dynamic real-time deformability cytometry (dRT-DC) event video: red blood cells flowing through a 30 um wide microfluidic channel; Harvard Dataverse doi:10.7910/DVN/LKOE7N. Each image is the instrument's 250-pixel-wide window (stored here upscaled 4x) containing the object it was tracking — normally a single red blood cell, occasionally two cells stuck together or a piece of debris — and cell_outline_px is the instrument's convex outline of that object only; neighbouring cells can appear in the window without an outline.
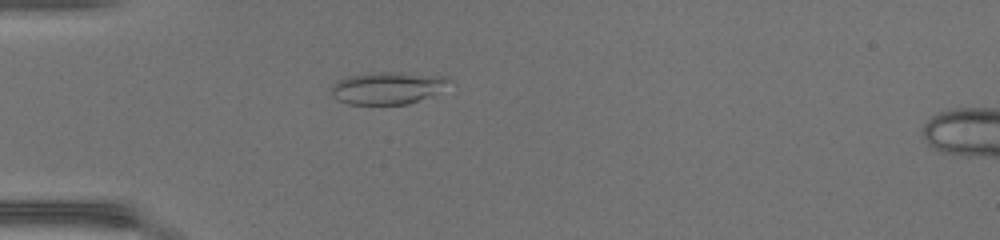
{"species": "common noctule bat (a hibernating species)", "species_latin": "Nyctalus noctula", "temperature_condition": "warm", "stored_images_in_passage": 42, "camera_frame_rate_fps": 3000, "um_per_image_px": 0.085, "animal": {"sex": "female", "body_mass_g": 17.0, "forearm_length_mm": 48.0}, "frame": {"image": 1, "passage_image": 9, "time_ms": 2.667, "image_size_px": [1000, 240], "cell_outline_px": [[452, 80], [432, 96], [408, 104], [348, 104], [332, 96], [332, 84], [348, 76], [368, 72], [396, 72], [444, 76]], "centroid_in_image_um": [32.93, 7.47], "position_along_channel_um": 52.1, "area_um2": 22.02}}
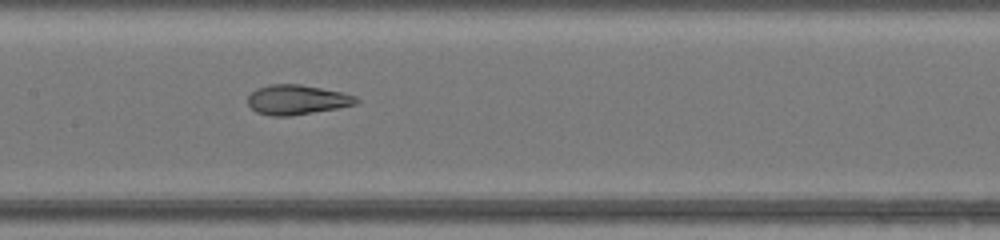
{"frame": {"image": 2, "passage_image": 19, "time_ms": 6.0, "image_size_px": [1000, 240], "cell_outline_px": [[360, 100], [356, 104], [336, 108], [292, 116], [272, 116], [256, 112], [248, 104], [248, 96], [256, 88], [272, 84], [300, 84], [340, 92], [356, 96]], "centroid_in_image_um": [25.22, 8.48], "position_along_channel_um": 182.2, "area_um2": 18.67}}
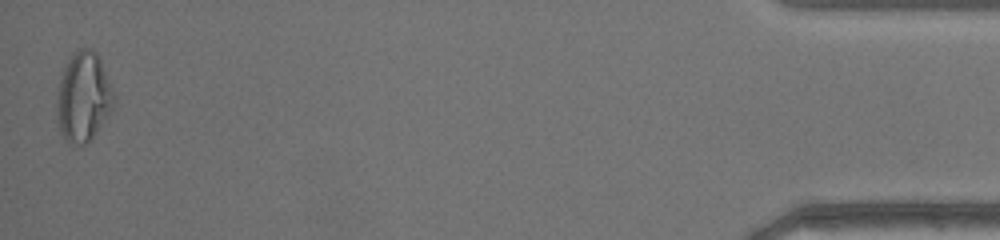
{"frame": {"image": 3, "passage_image": 42, "time_ms": 13.667, "image_size_px": [1000, 240], "cell_outline_px": [[116, 104], [92, 140], [84, 144], [80, 144], [68, 140], [60, 132], [56, 112], [56, 104], [60, 80], [68, 60], [80, 48], [92, 48], [96, 52], [100, 60], [112, 92]], "centroid_in_image_um": [7.09, 8.27], "position_along_channel_um": 428.1, "area_um2": 29.19}, "authors_computed_cell_mechanics": {"area_um2": 21.5883, "velocity_mm_per_s": 4.3646, "shape_relaxation_time_tau1_ms": 9.281, "shape_relaxation_time_tau2_ms": 1.1571, "deformation_change_tau1": 0.3078, "deformation_change_tau2": 0.0798}}